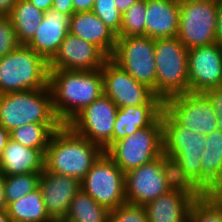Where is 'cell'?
<instances>
[{
  "instance_id": "1",
  "label": "cell",
  "mask_w": 222,
  "mask_h": 222,
  "mask_svg": "<svg viewBox=\"0 0 222 222\" xmlns=\"http://www.w3.org/2000/svg\"><path fill=\"white\" fill-rule=\"evenodd\" d=\"M48 86L54 112L67 125L79 112L103 94L101 68L93 71L49 69Z\"/></svg>"
},
{
  "instance_id": "2",
  "label": "cell",
  "mask_w": 222,
  "mask_h": 222,
  "mask_svg": "<svg viewBox=\"0 0 222 222\" xmlns=\"http://www.w3.org/2000/svg\"><path fill=\"white\" fill-rule=\"evenodd\" d=\"M103 152L97 144L76 134L68 125H62L49 140L45 169L81 181Z\"/></svg>"
},
{
  "instance_id": "3",
  "label": "cell",
  "mask_w": 222,
  "mask_h": 222,
  "mask_svg": "<svg viewBox=\"0 0 222 222\" xmlns=\"http://www.w3.org/2000/svg\"><path fill=\"white\" fill-rule=\"evenodd\" d=\"M49 63L26 44L0 58V94L48 87Z\"/></svg>"
},
{
  "instance_id": "4",
  "label": "cell",
  "mask_w": 222,
  "mask_h": 222,
  "mask_svg": "<svg viewBox=\"0 0 222 222\" xmlns=\"http://www.w3.org/2000/svg\"><path fill=\"white\" fill-rule=\"evenodd\" d=\"M28 123L62 124L54 112L49 86L0 94V125L10 132Z\"/></svg>"
},
{
  "instance_id": "5",
  "label": "cell",
  "mask_w": 222,
  "mask_h": 222,
  "mask_svg": "<svg viewBox=\"0 0 222 222\" xmlns=\"http://www.w3.org/2000/svg\"><path fill=\"white\" fill-rule=\"evenodd\" d=\"M156 96L163 102L189 92L188 49L178 37L155 39Z\"/></svg>"
},
{
  "instance_id": "6",
  "label": "cell",
  "mask_w": 222,
  "mask_h": 222,
  "mask_svg": "<svg viewBox=\"0 0 222 222\" xmlns=\"http://www.w3.org/2000/svg\"><path fill=\"white\" fill-rule=\"evenodd\" d=\"M163 153L175 158L201 190V157L205 135L181 126L164 108L162 111Z\"/></svg>"
},
{
  "instance_id": "7",
  "label": "cell",
  "mask_w": 222,
  "mask_h": 222,
  "mask_svg": "<svg viewBox=\"0 0 222 222\" xmlns=\"http://www.w3.org/2000/svg\"><path fill=\"white\" fill-rule=\"evenodd\" d=\"M106 153L124 173L160 157L163 154L162 114L152 125L116 141Z\"/></svg>"
},
{
  "instance_id": "8",
  "label": "cell",
  "mask_w": 222,
  "mask_h": 222,
  "mask_svg": "<svg viewBox=\"0 0 222 222\" xmlns=\"http://www.w3.org/2000/svg\"><path fill=\"white\" fill-rule=\"evenodd\" d=\"M80 187L109 210L127 203L125 173L105 151L80 181Z\"/></svg>"
},
{
  "instance_id": "9",
  "label": "cell",
  "mask_w": 222,
  "mask_h": 222,
  "mask_svg": "<svg viewBox=\"0 0 222 222\" xmlns=\"http://www.w3.org/2000/svg\"><path fill=\"white\" fill-rule=\"evenodd\" d=\"M155 39L148 36L117 37L110 59L156 95Z\"/></svg>"
},
{
  "instance_id": "10",
  "label": "cell",
  "mask_w": 222,
  "mask_h": 222,
  "mask_svg": "<svg viewBox=\"0 0 222 222\" xmlns=\"http://www.w3.org/2000/svg\"><path fill=\"white\" fill-rule=\"evenodd\" d=\"M219 0L179 2L178 39L189 50L216 43Z\"/></svg>"
},
{
  "instance_id": "11",
  "label": "cell",
  "mask_w": 222,
  "mask_h": 222,
  "mask_svg": "<svg viewBox=\"0 0 222 222\" xmlns=\"http://www.w3.org/2000/svg\"><path fill=\"white\" fill-rule=\"evenodd\" d=\"M117 105L102 94L79 112L67 125L78 135L100 146L105 152L112 146Z\"/></svg>"
},
{
  "instance_id": "12",
  "label": "cell",
  "mask_w": 222,
  "mask_h": 222,
  "mask_svg": "<svg viewBox=\"0 0 222 222\" xmlns=\"http://www.w3.org/2000/svg\"><path fill=\"white\" fill-rule=\"evenodd\" d=\"M103 94L108 96L118 108L141 105H164L153 90L135 80L128 72L110 58L101 68Z\"/></svg>"
},
{
  "instance_id": "13",
  "label": "cell",
  "mask_w": 222,
  "mask_h": 222,
  "mask_svg": "<svg viewBox=\"0 0 222 222\" xmlns=\"http://www.w3.org/2000/svg\"><path fill=\"white\" fill-rule=\"evenodd\" d=\"M164 109L181 125L202 135L217 130V116L203 93H184L164 101Z\"/></svg>"
},
{
  "instance_id": "14",
  "label": "cell",
  "mask_w": 222,
  "mask_h": 222,
  "mask_svg": "<svg viewBox=\"0 0 222 222\" xmlns=\"http://www.w3.org/2000/svg\"><path fill=\"white\" fill-rule=\"evenodd\" d=\"M188 78L190 93L222 86V47L217 42L188 50Z\"/></svg>"
},
{
  "instance_id": "15",
  "label": "cell",
  "mask_w": 222,
  "mask_h": 222,
  "mask_svg": "<svg viewBox=\"0 0 222 222\" xmlns=\"http://www.w3.org/2000/svg\"><path fill=\"white\" fill-rule=\"evenodd\" d=\"M126 201L145 206L170 189L166 185L161 156L125 173Z\"/></svg>"
},
{
  "instance_id": "16",
  "label": "cell",
  "mask_w": 222,
  "mask_h": 222,
  "mask_svg": "<svg viewBox=\"0 0 222 222\" xmlns=\"http://www.w3.org/2000/svg\"><path fill=\"white\" fill-rule=\"evenodd\" d=\"M108 59L97 46L68 32L49 69L93 71L102 68Z\"/></svg>"
},
{
  "instance_id": "17",
  "label": "cell",
  "mask_w": 222,
  "mask_h": 222,
  "mask_svg": "<svg viewBox=\"0 0 222 222\" xmlns=\"http://www.w3.org/2000/svg\"><path fill=\"white\" fill-rule=\"evenodd\" d=\"M39 188L46 211L53 221L65 219L71 200L81 189L77 178L51 173L46 169L40 175Z\"/></svg>"
},
{
  "instance_id": "18",
  "label": "cell",
  "mask_w": 222,
  "mask_h": 222,
  "mask_svg": "<svg viewBox=\"0 0 222 222\" xmlns=\"http://www.w3.org/2000/svg\"><path fill=\"white\" fill-rule=\"evenodd\" d=\"M70 17L51 8L44 13L35 35L26 45L49 63L58 53L69 32Z\"/></svg>"
},
{
  "instance_id": "19",
  "label": "cell",
  "mask_w": 222,
  "mask_h": 222,
  "mask_svg": "<svg viewBox=\"0 0 222 222\" xmlns=\"http://www.w3.org/2000/svg\"><path fill=\"white\" fill-rule=\"evenodd\" d=\"M69 32L97 46L108 58L115 50L117 35L92 11L74 13Z\"/></svg>"
},
{
  "instance_id": "20",
  "label": "cell",
  "mask_w": 222,
  "mask_h": 222,
  "mask_svg": "<svg viewBox=\"0 0 222 222\" xmlns=\"http://www.w3.org/2000/svg\"><path fill=\"white\" fill-rule=\"evenodd\" d=\"M178 0H146L145 36L152 39L178 36Z\"/></svg>"
},
{
  "instance_id": "21",
  "label": "cell",
  "mask_w": 222,
  "mask_h": 222,
  "mask_svg": "<svg viewBox=\"0 0 222 222\" xmlns=\"http://www.w3.org/2000/svg\"><path fill=\"white\" fill-rule=\"evenodd\" d=\"M46 149H34L9 139L0 159L4 176L24 173H42L45 170Z\"/></svg>"
},
{
  "instance_id": "22",
  "label": "cell",
  "mask_w": 222,
  "mask_h": 222,
  "mask_svg": "<svg viewBox=\"0 0 222 222\" xmlns=\"http://www.w3.org/2000/svg\"><path fill=\"white\" fill-rule=\"evenodd\" d=\"M193 201L183 192L169 190L144 206L148 222H188Z\"/></svg>"
},
{
  "instance_id": "23",
  "label": "cell",
  "mask_w": 222,
  "mask_h": 222,
  "mask_svg": "<svg viewBox=\"0 0 222 222\" xmlns=\"http://www.w3.org/2000/svg\"><path fill=\"white\" fill-rule=\"evenodd\" d=\"M164 105H141L121 107L117 110L112 145L139 129L152 125L162 114Z\"/></svg>"
},
{
  "instance_id": "24",
  "label": "cell",
  "mask_w": 222,
  "mask_h": 222,
  "mask_svg": "<svg viewBox=\"0 0 222 222\" xmlns=\"http://www.w3.org/2000/svg\"><path fill=\"white\" fill-rule=\"evenodd\" d=\"M7 211L12 222H53L46 211L39 187L17 201L11 202L7 206Z\"/></svg>"
},
{
  "instance_id": "25",
  "label": "cell",
  "mask_w": 222,
  "mask_h": 222,
  "mask_svg": "<svg viewBox=\"0 0 222 222\" xmlns=\"http://www.w3.org/2000/svg\"><path fill=\"white\" fill-rule=\"evenodd\" d=\"M20 44H27L35 35L44 12L28 0H17L8 15Z\"/></svg>"
},
{
  "instance_id": "26",
  "label": "cell",
  "mask_w": 222,
  "mask_h": 222,
  "mask_svg": "<svg viewBox=\"0 0 222 222\" xmlns=\"http://www.w3.org/2000/svg\"><path fill=\"white\" fill-rule=\"evenodd\" d=\"M110 210L80 189L71 200L67 222H107Z\"/></svg>"
},
{
  "instance_id": "27",
  "label": "cell",
  "mask_w": 222,
  "mask_h": 222,
  "mask_svg": "<svg viewBox=\"0 0 222 222\" xmlns=\"http://www.w3.org/2000/svg\"><path fill=\"white\" fill-rule=\"evenodd\" d=\"M161 166L166 180V185L170 190L183 192L194 200H198L205 195L191 181L180 163L175 158L163 153L161 155Z\"/></svg>"
},
{
  "instance_id": "28",
  "label": "cell",
  "mask_w": 222,
  "mask_h": 222,
  "mask_svg": "<svg viewBox=\"0 0 222 222\" xmlns=\"http://www.w3.org/2000/svg\"><path fill=\"white\" fill-rule=\"evenodd\" d=\"M63 124L28 123L10 131V139L34 149H47L54 131Z\"/></svg>"
},
{
  "instance_id": "29",
  "label": "cell",
  "mask_w": 222,
  "mask_h": 222,
  "mask_svg": "<svg viewBox=\"0 0 222 222\" xmlns=\"http://www.w3.org/2000/svg\"><path fill=\"white\" fill-rule=\"evenodd\" d=\"M201 191L204 194L222 192V154L206 153L201 157Z\"/></svg>"
},
{
  "instance_id": "30",
  "label": "cell",
  "mask_w": 222,
  "mask_h": 222,
  "mask_svg": "<svg viewBox=\"0 0 222 222\" xmlns=\"http://www.w3.org/2000/svg\"><path fill=\"white\" fill-rule=\"evenodd\" d=\"M188 222H222V195L205 194L194 200L189 209Z\"/></svg>"
},
{
  "instance_id": "31",
  "label": "cell",
  "mask_w": 222,
  "mask_h": 222,
  "mask_svg": "<svg viewBox=\"0 0 222 222\" xmlns=\"http://www.w3.org/2000/svg\"><path fill=\"white\" fill-rule=\"evenodd\" d=\"M41 173H24L4 176V191L7 206L39 187Z\"/></svg>"
},
{
  "instance_id": "32",
  "label": "cell",
  "mask_w": 222,
  "mask_h": 222,
  "mask_svg": "<svg viewBox=\"0 0 222 222\" xmlns=\"http://www.w3.org/2000/svg\"><path fill=\"white\" fill-rule=\"evenodd\" d=\"M146 0H139L122 14L117 37L145 36Z\"/></svg>"
},
{
  "instance_id": "33",
  "label": "cell",
  "mask_w": 222,
  "mask_h": 222,
  "mask_svg": "<svg viewBox=\"0 0 222 222\" xmlns=\"http://www.w3.org/2000/svg\"><path fill=\"white\" fill-rule=\"evenodd\" d=\"M92 12L98 16L116 35L122 24V14L115 7L114 0H95Z\"/></svg>"
},
{
  "instance_id": "34",
  "label": "cell",
  "mask_w": 222,
  "mask_h": 222,
  "mask_svg": "<svg viewBox=\"0 0 222 222\" xmlns=\"http://www.w3.org/2000/svg\"><path fill=\"white\" fill-rule=\"evenodd\" d=\"M107 222H148L144 206L129 203L110 210Z\"/></svg>"
},
{
  "instance_id": "35",
  "label": "cell",
  "mask_w": 222,
  "mask_h": 222,
  "mask_svg": "<svg viewBox=\"0 0 222 222\" xmlns=\"http://www.w3.org/2000/svg\"><path fill=\"white\" fill-rule=\"evenodd\" d=\"M20 45L9 16H0V58Z\"/></svg>"
},
{
  "instance_id": "36",
  "label": "cell",
  "mask_w": 222,
  "mask_h": 222,
  "mask_svg": "<svg viewBox=\"0 0 222 222\" xmlns=\"http://www.w3.org/2000/svg\"><path fill=\"white\" fill-rule=\"evenodd\" d=\"M203 94L211 102L215 115L217 116V127L222 132V86L209 89Z\"/></svg>"
},
{
  "instance_id": "37",
  "label": "cell",
  "mask_w": 222,
  "mask_h": 222,
  "mask_svg": "<svg viewBox=\"0 0 222 222\" xmlns=\"http://www.w3.org/2000/svg\"><path fill=\"white\" fill-rule=\"evenodd\" d=\"M205 141L206 153L222 154V132L219 129L205 135Z\"/></svg>"
},
{
  "instance_id": "38",
  "label": "cell",
  "mask_w": 222,
  "mask_h": 222,
  "mask_svg": "<svg viewBox=\"0 0 222 222\" xmlns=\"http://www.w3.org/2000/svg\"><path fill=\"white\" fill-rule=\"evenodd\" d=\"M52 8L69 16H72L74 14L72 0H53Z\"/></svg>"
},
{
  "instance_id": "39",
  "label": "cell",
  "mask_w": 222,
  "mask_h": 222,
  "mask_svg": "<svg viewBox=\"0 0 222 222\" xmlns=\"http://www.w3.org/2000/svg\"><path fill=\"white\" fill-rule=\"evenodd\" d=\"M95 0H72L74 13L92 11Z\"/></svg>"
},
{
  "instance_id": "40",
  "label": "cell",
  "mask_w": 222,
  "mask_h": 222,
  "mask_svg": "<svg viewBox=\"0 0 222 222\" xmlns=\"http://www.w3.org/2000/svg\"><path fill=\"white\" fill-rule=\"evenodd\" d=\"M216 42L222 47V1L217 9Z\"/></svg>"
},
{
  "instance_id": "41",
  "label": "cell",
  "mask_w": 222,
  "mask_h": 222,
  "mask_svg": "<svg viewBox=\"0 0 222 222\" xmlns=\"http://www.w3.org/2000/svg\"><path fill=\"white\" fill-rule=\"evenodd\" d=\"M17 0H0V16H8Z\"/></svg>"
},
{
  "instance_id": "42",
  "label": "cell",
  "mask_w": 222,
  "mask_h": 222,
  "mask_svg": "<svg viewBox=\"0 0 222 222\" xmlns=\"http://www.w3.org/2000/svg\"><path fill=\"white\" fill-rule=\"evenodd\" d=\"M31 4L42 10L44 13L53 7V0H28Z\"/></svg>"
},
{
  "instance_id": "43",
  "label": "cell",
  "mask_w": 222,
  "mask_h": 222,
  "mask_svg": "<svg viewBox=\"0 0 222 222\" xmlns=\"http://www.w3.org/2000/svg\"><path fill=\"white\" fill-rule=\"evenodd\" d=\"M9 139L10 132L6 130L2 125H0V159Z\"/></svg>"
},
{
  "instance_id": "44",
  "label": "cell",
  "mask_w": 222,
  "mask_h": 222,
  "mask_svg": "<svg viewBox=\"0 0 222 222\" xmlns=\"http://www.w3.org/2000/svg\"><path fill=\"white\" fill-rule=\"evenodd\" d=\"M114 1H115V7L120 11L121 14H123L139 0H114Z\"/></svg>"
},
{
  "instance_id": "45",
  "label": "cell",
  "mask_w": 222,
  "mask_h": 222,
  "mask_svg": "<svg viewBox=\"0 0 222 222\" xmlns=\"http://www.w3.org/2000/svg\"><path fill=\"white\" fill-rule=\"evenodd\" d=\"M7 209V202L4 191V175L0 172V210Z\"/></svg>"
},
{
  "instance_id": "46",
  "label": "cell",
  "mask_w": 222,
  "mask_h": 222,
  "mask_svg": "<svg viewBox=\"0 0 222 222\" xmlns=\"http://www.w3.org/2000/svg\"><path fill=\"white\" fill-rule=\"evenodd\" d=\"M0 222H12L7 209L0 210Z\"/></svg>"
},
{
  "instance_id": "47",
  "label": "cell",
  "mask_w": 222,
  "mask_h": 222,
  "mask_svg": "<svg viewBox=\"0 0 222 222\" xmlns=\"http://www.w3.org/2000/svg\"><path fill=\"white\" fill-rule=\"evenodd\" d=\"M179 2H197V1H205V0H178Z\"/></svg>"
},
{
  "instance_id": "48",
  "label": "cell",
  "mask_w": 222,
  "mask_h": 222,
  "mask_svg": "<svg viewBox=\"0 0 222 222\" xmlns=\"http://www.w3.org/2000/svg\"><path fill=\"white\" fill-rule=\"evenodd\" d=\"M53 222H67L66 220H55Z\"/></svg>"
}]
</instances>
